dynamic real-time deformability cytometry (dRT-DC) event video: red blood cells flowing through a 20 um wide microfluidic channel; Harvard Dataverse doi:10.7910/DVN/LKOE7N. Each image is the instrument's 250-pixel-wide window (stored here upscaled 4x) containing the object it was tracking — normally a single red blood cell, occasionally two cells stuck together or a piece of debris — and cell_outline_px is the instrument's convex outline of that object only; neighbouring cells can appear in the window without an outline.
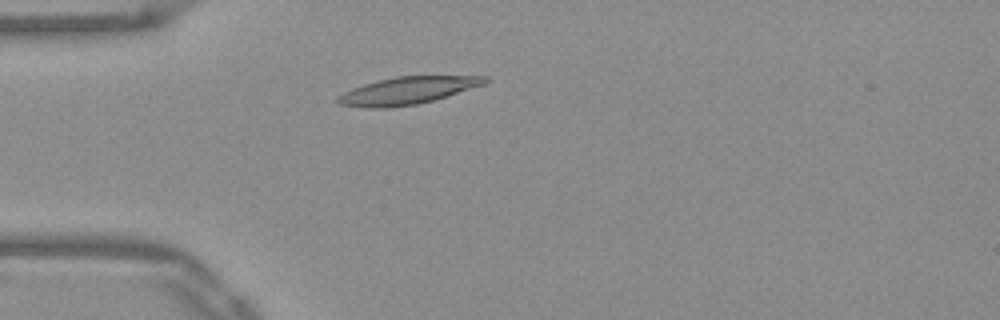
{"species": "Egyptian fruit bat (a non-hibernating species)", "species_latin": "Rousettus aegyptiacus", "temperature_condition": "warm", "stored_images_in_passage": 43, "camera_frame_rate_fps": 3000, "um_per_image_px": 0.085, "frame": {"image": 1, "passage_image": 6, "time_ms": 1.667, "image_size_px": [1000, 320], "cell_outline_px": [[492, 80], [484, 84], [432, 100], [416, 104], [384, 108], [364, 108], [340, 104], [336, 100], [344, 92], [352, 88], [376, 80], [396, 76], [488, 76]], "centroid_in_image_um": [34.63, 7.69], "position_along_channel_um": 50.4, "area_um2": 23.18}}
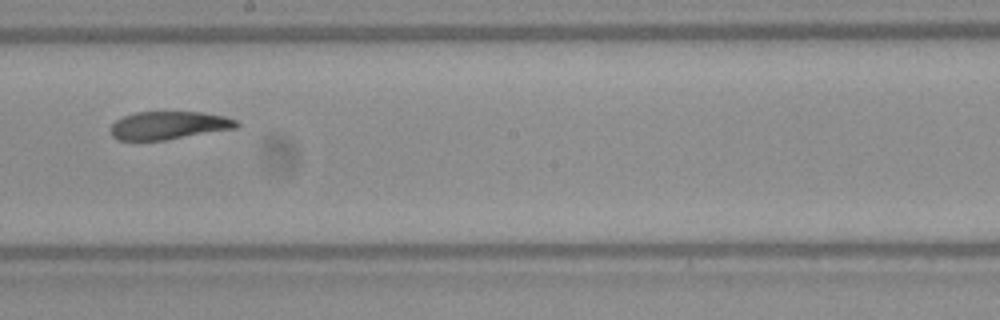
{"frame": {"image": 2, "passage_image": 21, "time_ms": 6.667, "image_size_px": [1000, 320], "cell_outline_px": [[240, 124], [236, 128], [164, 140], [116, 140], [112, 136], [112, 124], [116, 120], [124, 116], [136, 112], [204, 112], [224, 116], [236, 120]], "centroid_in_image_um": [14.35, 10.65], "position_along_channel_um": 233.8, "area_um2": 20.4}}
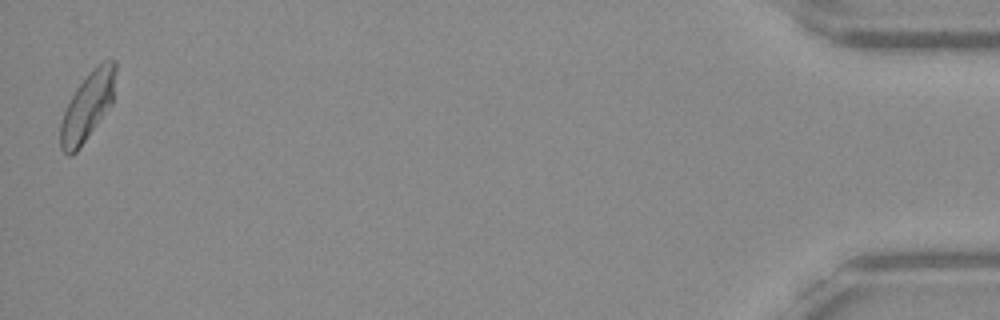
{"frame": {"image": 3, "passage_image": 43, "time_ms": 14.0, "image_size_px": [1000, 320], "cell_outline_px": [[116, 72], [112, 104], [76, 152], [72, 156], [68, 156], [60, 148], [60, 124], [64, 112], [76, 88], [104, 60], [116, 60]], "centroid_in_image_um": [7.44, 9.08], "position_along_channel_um": 427.8, "area_um2": 21.33}, "authors_computed_cell_mechanics": {"area_um2": 21.964, "velocity_mm_per_s": 3.8936, "shape_relaxation_time_tau1_ms": 8.2568, "shape_relaxation_time_tau2_ms": 3.199, "deformation_change_tau1": 0.2418, "deformation_change_tau2": 0.106}}